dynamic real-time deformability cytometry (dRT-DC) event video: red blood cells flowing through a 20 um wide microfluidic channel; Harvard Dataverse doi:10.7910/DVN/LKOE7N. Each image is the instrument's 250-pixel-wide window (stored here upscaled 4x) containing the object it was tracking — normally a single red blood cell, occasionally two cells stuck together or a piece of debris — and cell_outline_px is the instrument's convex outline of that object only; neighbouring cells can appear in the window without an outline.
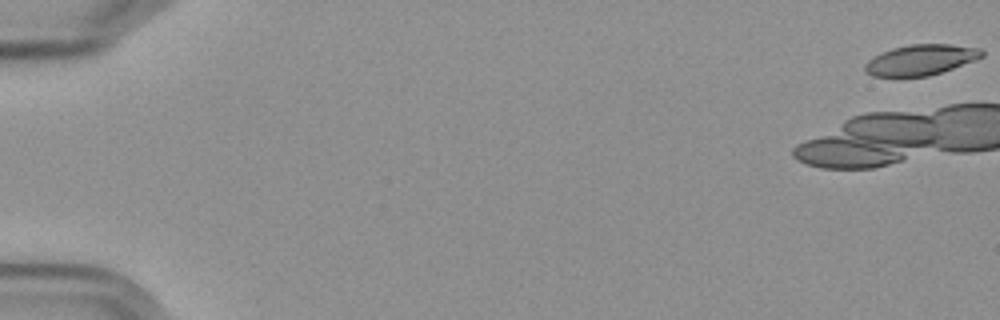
{"species": "Egyptian fruit bat (a non-hibernating species)", "species_latin": "Rousettus aegyptiacus", "temperature_condition": "cold", "stored_images_in_passage": 8, "camera_frame_rate_fps": 3000, "um_per_image_px": 0.085, "frame": {"image": 1, "passage_image": 1, "time_ms": 0.0, "image_size_px": [1000, 320], "cell_outline_px": [[984, 56], [976, 60], [928, 76], [872, 76], [864, 72], [864, 64], [868, 60], [880, 52], [892, 48], [908, 44], [948, 44], [980, 48], [984, 52]], "centroid_in_image_um": [78.24, 5.08], "position_along_channel_um": 6.8, "area_um2": 20.87}}